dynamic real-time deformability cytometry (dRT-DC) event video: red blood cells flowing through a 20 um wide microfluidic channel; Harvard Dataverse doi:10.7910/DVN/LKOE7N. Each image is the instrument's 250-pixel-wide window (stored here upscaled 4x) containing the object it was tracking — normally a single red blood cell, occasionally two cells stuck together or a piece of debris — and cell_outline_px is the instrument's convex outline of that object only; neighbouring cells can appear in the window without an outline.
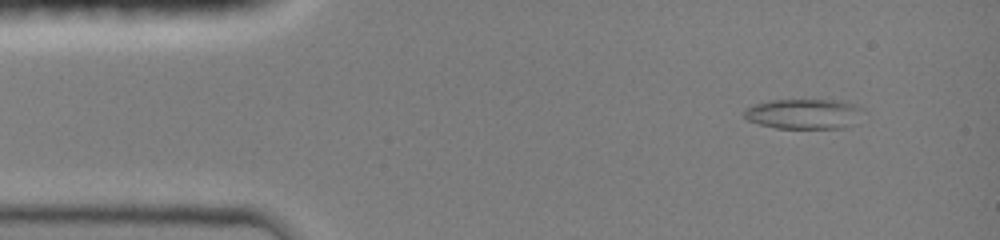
{"species": "common noctule bat (a hibernating species)", "species_latin": "Nyctalus noctula", "temperature_condition": "room temperature", "stored_images_in_passage": 17, "camera_frame_rate_fps": 3000, "um_per_image_px": 0.085, "animal": {"sex": "female", "body_mass_g": 19.0, "forearm_length_mm": 51.5}, "frame": {"image": 1, "passage_image": 2, "time_ms": 0.667, "image_size_px": [1000, 240], "cell_outline_px": [[864, 108], [860, 124], [844, 128], [776, 128], [760, 124], [748, 120], [744, 116], [744, 108], [768, 100], [840, 100]], "centroid_in_image_um": [68.42, 9.69], "position_along_channel_um": 16.6, "area_um2": 21.27}}
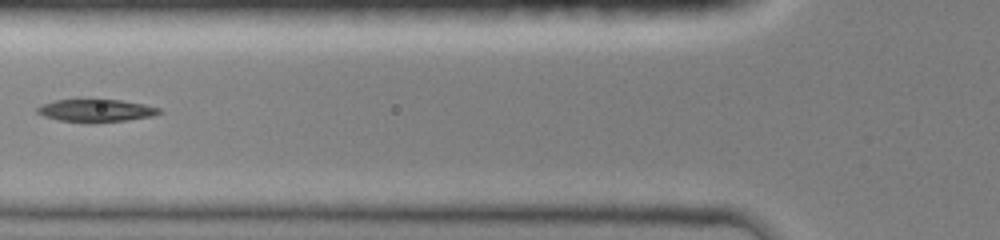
{"frame": {"image": 2, "passage_image": 12, "time_ms": 5.0, "image_size_px": [1000, 240], "cell_outline_px": [[160, 112], [152, 116], [124, 120], [60, 120], [44, 116], [36, 112], [36, 108], [40, 104], [56, 100], [120, 100], [144, 104], [160, 108]], "centroid_in_image_um": [8.13, 9.35], "position_along_channel_um": 117.7, "area_um2": 15.14}}
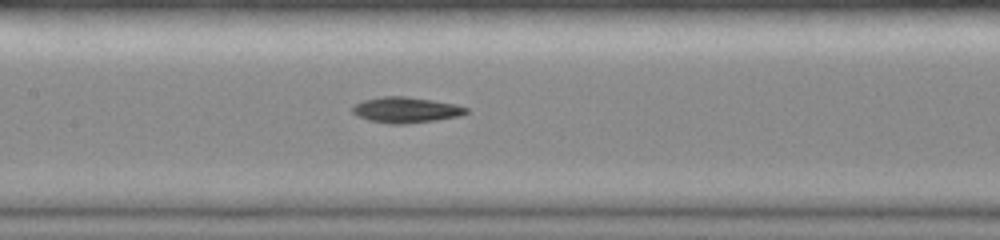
{"frame": {"image": 3, "passage_image": 15, "time_ms": 6.333, "image_size_px": [1000, 240], "cell_outline_px": [[468, 112], [460, 116], [404, 124], [388, 124], [368, 120], [356, 116], [352, 112], [352, 108], [356, 104], [364, 100], [380, 96], [404, 96], [432, 100], [456, 104], [468, 108]], "centroid_in_image_um": [34.48, 9.34], "position_along_channel_um": 172.9, "area_um2": 16.99}}